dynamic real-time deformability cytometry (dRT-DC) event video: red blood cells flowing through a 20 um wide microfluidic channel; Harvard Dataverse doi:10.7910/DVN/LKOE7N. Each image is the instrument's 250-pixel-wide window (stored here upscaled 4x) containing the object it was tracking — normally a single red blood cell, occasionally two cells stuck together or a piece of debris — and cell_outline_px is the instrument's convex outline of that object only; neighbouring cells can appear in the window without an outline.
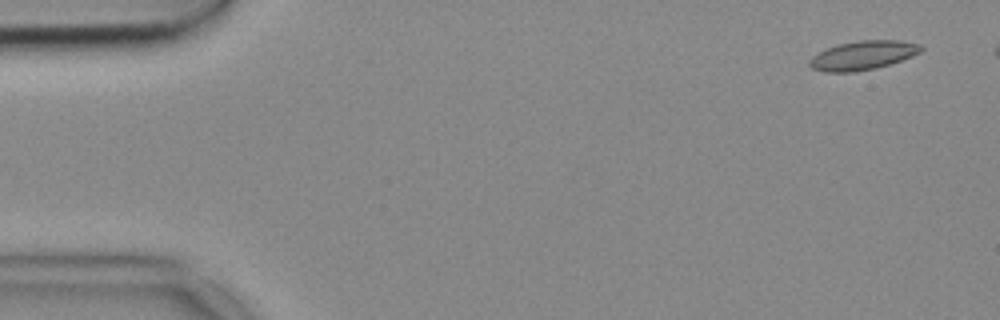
{"species": "common noctule bat (a hibernating species)", "species_latin": "Nyctalus noctula", "temperature_condition": "cold", "stored_images_in_passage": 48, "camera_frame_rate_fps": 3000, "um_per_image_px": 0.085, "animal": {"sex": "female", "body_mass_g": 18.4}, "frame": {"image": 1, "passage_image": 3, "time_ms": 0.667, "image_size_px": [1000, 320], "cell_outline_px": [[924, 48], [920, 52], [912, 56], [876, 68], [856, 72], [824, 72], [812, 68], [808, 64], [808, 60], [816, 52], [840, 44], [860, 40], [900, 40], [920, 44]], "centroid_in_image_um": [73.32, 4.7], "position_along_channel_um": 11.7, "area_um2": 18.84}}
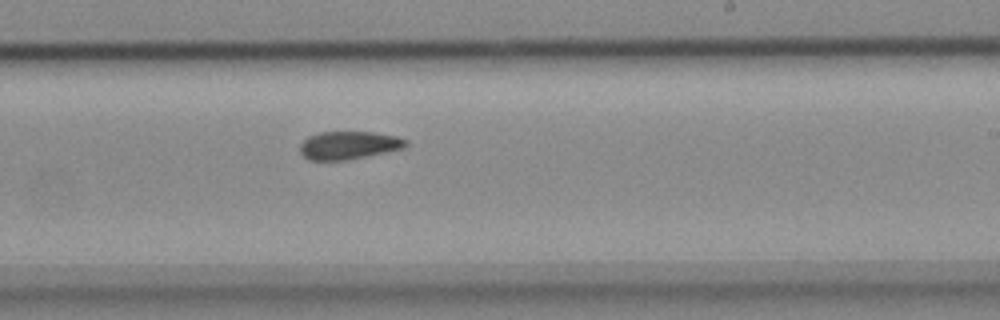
{"frame": {"image": 2, "passage_image": 32, "time_ms": 10.333, "image_size_px": [1000, 320], "cell_outline_px": [[408, 144], [404, 148], [348, 160], [308, 160], [300, 152], [300, 144], [308, 136], [320, 132], [376, 132], [396, 136], [408, 140]], "centroid_in_image_um": [29.65, 12.34], "position_along_channel_um": 259.4, "area_um2": 17.34}}
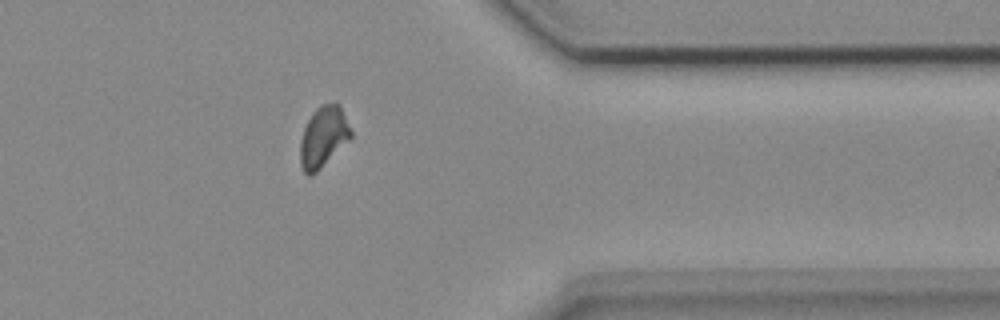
{"frame": {"image": 3, "passage_image": 43, "time_ms": 14.0, "image_size_px": [1000, 320], "cell_outline_px": [[352, 136], [312, 176], [308, 176], [304, 172], [300, 164], [300, 140], [304, 128], [312, 112], [320, 104], [336, 100], [340, 104], [352, 132]], "centroid_in_image_um": [27.47, 11.58], "position_along_channel_um": 383.9, "area_um2": 18.03}}